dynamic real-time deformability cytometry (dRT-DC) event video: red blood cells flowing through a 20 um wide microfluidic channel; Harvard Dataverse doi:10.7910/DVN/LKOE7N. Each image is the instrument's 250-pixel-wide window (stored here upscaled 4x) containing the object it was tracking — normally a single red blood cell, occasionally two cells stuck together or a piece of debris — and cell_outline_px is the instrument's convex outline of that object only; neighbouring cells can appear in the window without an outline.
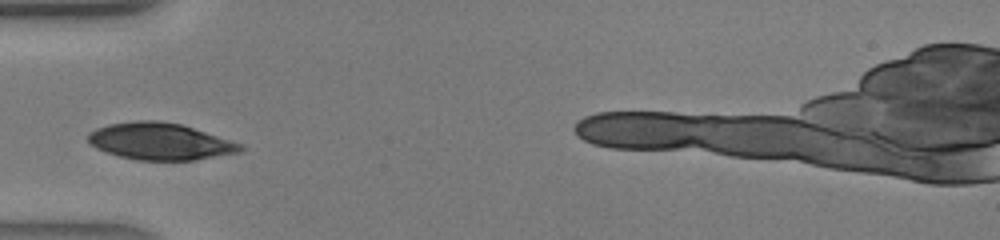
{"species": "human", "species_latin": "Homo sapiens", "temperature_condition": "warm", "stored_images_in_passage": 23, "camera_frame_rate_fps": 3000, "um_per_image_px": 0.085, "donor": {"sex": "male"}, "frame": {"image": 1, "passage_image": 1, "time_ms": 0.0, "image_size_px": [1000, 240], "cell_outline_px": [[244, 152], [192, 160], [136, 160], [120, 156], [96, 148], [88, 144], [88, 132], [96, 128], [108, 124], [136, 120], [156, 120], [180, 124], [244, 144]], "centroid_in_image_um": [13.61, 12.02], "position_along_channel_um": 71.4, "area_um2": 32.83}}
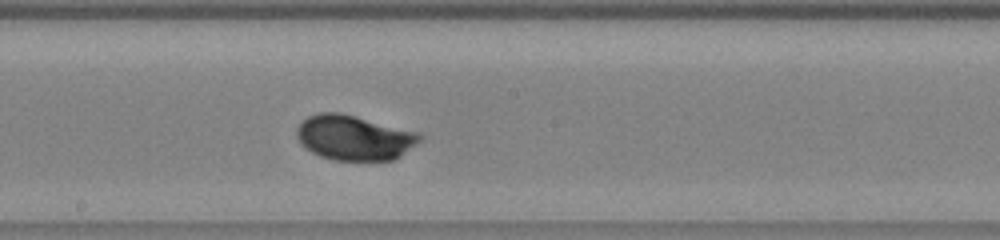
{"frame": {"image": 2, "passage_image": 10, "time_ms": 3.0, "image_size_px": [1000, 240], "cell_outline_px": [[424, 136], [416, 144], [400, 156], [392, 160], [332, 160], [320, 156], [304, 148], [300, 144], [296, 136], [296, 128], [308, 116], [320, 112], [340, 112], [420, 132]], "centroid_in_image_um": [30.1, 11.69], "position_along_channel_um": 218.1, "area_um2": 32.43}}
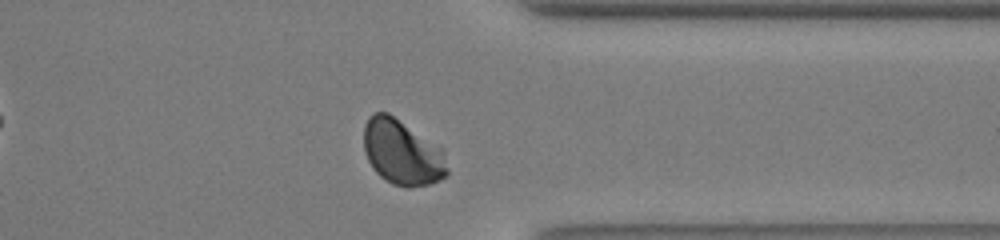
{"frame": {"image": 3, "passage_image": 20, "time_ms": 6.333, "image_size_px": [1000, 240], "cell_outline_px": [[448, 176], [432, 184], [408, 188], [404, 188], [392, 184], [384, 180], [372, 168], [364, 152], [364, 124], [368, 116], [372, 112], [388, 112], [444, 148], [448, 168]], "centroid_in_image_um": [34.21, 12.96], "position_along_channel_um": 377.2, "area_um2": 32.6}}